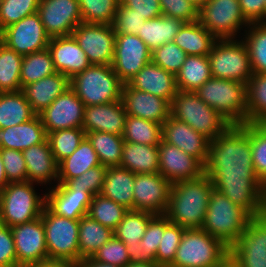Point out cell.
<instances>
[{"mask_svg":"<svg viewBox=\"0 0 266 267\" xmlns=\"http://www.w3.org/2000/svg\"><path fill=\"white\" fill-rule=\"evenodd\" d=\"M204 174L214 188L251 217L266 213V186L252 163L251 123L229 125L210 141Z\"/></svg>","mask_w":266,"mask_h":267,"instance_id":"1","label":"cell"},{"mask_svg":"<svg viewBox=\"0 0 266 267\" xmlns=\"http://www.w3.org/2000/svg\"><path fill=\"white\" fill-rule=\"evenodd\" d=\"M213 188L212 181L206 174L197 179L172 184L164 215L171 223L185 229L201 228Z\"/></svg>","mask_w":266,"mask_h":267,"instance_id":"2","label":"cell"},{"mask_svg":"<svg viewBox=\"0 0 266 267\" xmlns=\"http://www.w3.org/2000/svg\"><path fill=\"white\" fill-rule=\"evenodd\" d=\"M230 248L202 228L185 229L168 267H229Z\"/></svg>","mask_w":266,"mask_h":267,"instance_id":"3","label":"cell"},{"mask_svg":"<svg viewBox=\"0 0 266 267\" xmlns=\"http://www.w3.org/2000/svg\"><path fill=\"white\" fill-rule=\"evenodd\" d=\"M195 93L230 125L248 123L247 84L211 77Z\"/></svg>","mask_w":266,"mask_h":267,"instance_id":"4","label":"cell"},{"mask_svg":"<svg viewBox=\"0 0 266 267\" xmlns=\"http://www.w3.org/2000/svg\"><path fill=\"white\" fill-rule=\"evenodd\" d=\"M250 218L243 208L213 188L201 228L231 248L245 231Z\"/></svg>","mask_w":266,"mask_h":267,"instance_id":"5","label":"cell"},{"mask_svg":"<svg viewBox=\"0 0 266 267\" xmlns=\"http://www.w3.org/2000/svg\"><path fill=\"white\" fill-rule=\"evenodd\" d=\"M123 85L111 65L91 64L70 79V88L85 106L121 100Z\"/></svg>","mask_w":266,"mask_h":267,"instance_id":"6","label":"cell"},{"mask_svg":"<svg viewBox=\"0 0 266 267\" xmlns=\"http://www.w3.org/2000/svg\"><path fill=\"white\" fill-rule=\"evenodd\" d=\"M170 115L187 123L207 139H216L230 124L195 92L178 91L170 103Z\"/></svg>","mask_w":266,"mask_h":267,"instance_id":"7","label":"cell"},{"mask_svg":"<svg viewBox=\"0 0 266 267\" xmlns=\"http://www.w3.org/2000/svg\"><path fill=\"white\" fill-rule=\"evenodd\" d=\"M46 197L38 196L33 182L9 183L0 191V223L9 227L41 217Z\"/></svg>","mask_w":266,"mask_h":267,"instance_id":"8","label":"cell"},{"mask_svg":"<svg viewBox=\"0 0 266 267\" xmlns=\"http://www.w3.org/2000/svg\"><path fill=\"white\" fill-rule=\"evenodd\" d=\"M208 58L212 77L247 84L253 75L248 49L243 40L216 39Z\"/></svg>","mask_w":266,"mask_h":267,"instance_id":"9","label":"cell"},{"mask_svg":"<svg viewBox=\"0 0 266 267\" xmlns=\"http://www.w3.org/2000/svg\"><path fill=\"white\" fill-rule=\"evenodd\" d=\"M41 218L45 228L48 260L80 261L79 220L53 213L46 205Z\"/></svg>","mask_w":266,"mask_h":267,"instance_id":"10","label":"cell"},{"mask_svg":"<svg viewBox=\"0 0 266 267\" xmlns=\"http://www.w3.org/2000/svg\"><path fill=\"white\" fill-rule=\"evenodd\" d=\"M198 21L216 39L235 38L242 25H250L239 0H207L198 10Z\"/></svg>","mask_w":266,"mask_h":267,"instance_id":"11","label":"cell"},{"mask_svg":"<svg viewBox=\"0 0 266 267\" xmlns=\"http://www.w3.org/2000/svg\"><path fill=\"white\" fill-rule=\"evenodd\" d=\"M229 267H266V213L250 218L230 248Z\"/></svg>","mask_w":266,"mask_h":267,"instance_id":"12","label":"cell"},{"mask_svg":"<svg viewBox=\"0 0 266 267\" xmlns=\"http://www.w3.org/2000/svg\"><path fill=\"white\" fill-rule=\"evenodd\" d=\"M50 39L38 13L24 17L0 32V42L22 56L48 48Z\"/></svg>","mask_w":266,"mask_h":267,"instance_id":"13","label":"cell"},{"mask_svg":"<svg viewBox=\"0 0 266 267\" xmlns=\"http://www.w3.org/2000/svg\"><path fill=\"white\" fill-rule=\"evenodd\" d=\"M72 35L91 64L112 65L116 39L112 25L80 23Z\"/></svg>","mask_w":266,"mask_h":267,"instance_id":"14","label":"cell"},{"mask_svg":"<svg viewBox=\"0 0 266 267\" xmlns=\"http://www.w3.org/2000/svg\"><path fill=\"white\" fill-rule=\"evenodd\" d=\"M16 250L17 267H32L48 260L42 218L10 227Z\"/></svg>","mask_w":266,"mask_h":267,"instance_id":"15","label":"cell"},{"mask_svg":"<svg viewBox=\"0 0 266 267\" xmlns=\"http://www.w3.org/2000/svg\"><path fill=\"white\" fill-rule=\"evenodd\" d=\"M172 183L161 173L136 174L133 188V210L154 215L165 214Z\"/></svg>","mask_w":266,"mask_h":267,"instance_id":"16","label":"cell"},{"mask_svg":"<svg viewBox=\"0 0 266 267\" xmlns=\"http://www.w3.org/2000/svg\"><path fill=\"white\" fill-rule=\"evenodd\" d=\"M151 51L139 36L116 34L112 69L127 84L146 64Z\"/></svg>","mask_w":266,"mask_h":267,"instance_id":"17","label":"cell"},{"mask_svg":"<svg viewBox=\"0 0 266 267\" xmlns=\"http://www.w3.org/2000/svg\"><path fill=\"white\" fill-rule=\"evenodd\" d=\"M37 13L50 38L72 35L83 23L79 0H40Z\"/></svg>","mask_w":266,"mask_h":267,"instance_id":"18","label":"cell"},{"mask_svg":"<svg viewBox=\"0 0 266 267\" xmlns=\"http://www.w3.org/2000/svg\"><path fill=\"white\" fill-rule=\"evenodd\" d=\"M85 104L68 88L38 114L46 133L61 129L82 128Z\"/></svg>","mask_w":266,"mask_h":267,"instance_id":"19","label":"cell"},{"mask_svg":"<svg viewBox=\"0 0 266 267\" xmlns=\"http://www.w3.org/2000/svg\"><path fill=\"white\" fill-rule=\"evenodd\" d=\"M159 171L172 184L193 180L204 174V165L194 156L163 140L158 145Z\"/></svg>","mask_w":266,"mask_h":267,"instance_id":"20","label":"cell"},{"mask_svg":"<svg viewBox=\"0 0 266 267\" xmlns=\"http://www.w3.org/2000/svg\"><path fill=\"white\" fill-rule=\"evenodd\" d=\"M162 140L194 156L203 165L206 164L210 140L195 131L187 123L170 115L162 124Z\"/></svg>","mask_w":266,"mask_h":267,"instance_id":"21","label":"cell"},{"mask_svg":"<svg viewBox=\"0 0 266 267\" xmlns=\"http://www.w3.org/2000/svg\"><path fill=\"white\" fill-rule=\"evenodd\" d=\"M121 101L127 115L163 124L170 116V103L153 94L123 85Z\"/></svg>","mask_w":266,"mask_h":267,"instance_id":"22","label":"cell"},{"mask_svg":"<svg viewBox=\"0 0 266 267\" xmlns=\"http://www.w3.org/2000/svg\"><path fill=\"white\" fill-rule=\"evenodd\" d=\"M126 117L121 100L85 106L82 129L85 133L99 131L123 136Z\"/></svg>","mask_w":266,"mask_h":267,"instance_id":"23","label":"cell"},{"mask_svg":"<svg viewBox=\"0 0 266 267\" xmlns=\"http://www.w3.org/2000/svg\"><path fill=\"white\" fill-rule=\"evenodd\" d=\"M48 49L56 71L69 79L91 65L73 35L51 38Z\"/></svg>","mask_w":266,"mask_h":267,"instance_id":"24","label":"cell"},{"mask_svg":"<svg viewBox=\"0 0 266 267\" xmlns=\"http://www.w3.org/2000/svg\"><path fill=\"white\" fill-rule=\"evenodd\" d=\"M128 84L136 90L159 96L169 103L178 92L176 75L152 61L146 64Z\"/></svg>","mask_w":266,"mask_h":267,"instance_id":"25","label":"cell"},{"mask_svg":"<svg viewBox=\"0 0 266 267\" xmlns=\"http://www.w3.org/2000/svg\"><path fill=\"white\" fill-rule=\"evenodd\" d=\"M46 206L56 215L80 220L87 215L93 196L80 189H59L57 186L45 194Z\"/></svg>","mask_w":266,"mask_h":267,"instance_id":"26","label":"cell"},{"mask_svg":"<svg viewBox=\"0 0 266 267\" xmlns=\"http://www.w3.org/2000/svg\"><path fill=\"white\" fill-rule=\"evenodd\" d=\"M70 88V79L63 73H55L22 88L33 112L38 115L58 96Z\"/></svg>","mask_w":266,"mask_h":267,"instance_id":"27","label":"cell"},{"mask_svg":"<svg viewBox=\"0 0 266 267\" xmlns=\"http://www.w3.org/2000/svg\"><path fill=\"white\" fill-rule=\"evenodd\" d=\"M27 167V181L48 183L58 181V162L52 154L48 140L22 151Z\"/></svg>","mask_w":266,"mask_h":267,"instance_id":"28","label":"cell"},{"mask_svg":"<svg viewBox=\"0 0 266 267\" xmlns=\"http://www.w3.org/2000/svg\"><path fill=\"white\" fill-rule=\"evenodd\" d=\"M46 139L47 133L38 115L27 122L0 129V148L4 149L24 151Z\"/></svg>","mask_w":266,"mask_h":267,"instance_id":"29","label":"cell"},{"mask_svg":"<svg viewBox=\"0 0 266 267\" xmlns=\"http://www.w3.org/2000/svg\"><path fill=\"white\" fill-rule=\"evenodd\" d=\"M163 235L164 214L154 215L140 242L126 245L130 263H156V253Z\"/></svg>","mask_w":266,"mask_h":267,"instance_id":"30","label":"cell"},{"mask_svg":"<svg viewBox=\"0 0 266 267\" xmlns=\"http://www.w3.org/2000/svg\"><path fill=\"white\" fill-rule=\"evenodd\" d=\"M158 145L125 142L119 167L135 174L158 173Z\"/></svg>","mask_w":266,"mask_h":267,"instance_id":"31","label":"cell"},{"mask_svg":"<svg viewBox=\"0 0 266 267\" xmlns=\"http://www.w3.org/2000/svg\"><path fill=\"white\" fill-rule=\"evenodd\" d=\"M135 175L121 167H109L105 174L101 194L129 210H133Z\"/></svg>","mask_w":266,"mask_h":267,"instance_id":"32","label":"cell"},{"mask_svg":"<svg viewBox=\"0 0 266 267\" xmlns=\"http://www.w3.org/2000/svg\"><path fill=\"white\" fill-rule=\"evenodd\" d=\"M99 165L101 163L98 155L85 137L71 155L58 163L57 183H66L68 180L80 176L88 169Z\"/></svg>","mask_w":266,"mask_h":267,"instance_id":"33","label":"cell"},{"mask_svg":"<svg viewBox=\"0 0 266 267\" xmlns=\"http://www.w3.org/2000/svg\"><path fill=\"white\" fill-rule=\"evenodd\" d=\"M216 38L199 21L184 23L173 42L187 55L208 56Z\"/></svg>","mask_w":266,"mask_h":267,"instance_id":"34","label":"cell"},{"mask_svg":"<svg viewBox=\"0 0 266 267\" xmlns=\"http://www.w3.org/2000/svg\"><path fill=\"white\" fill-rule=\"evenodd\" d=\"M185 22L174 17L161 15L145 21L137 32L148 49L152 52L165 43L172 42Z\"/></svg>","mask_w":266,"mask_h":267,"instance_id":"35","label":"cell"},{"mask_svg":"<svg viewBox=\"0 0 266 267\" xmlns=\"http://www.w3.org/2000/svg\"><path fill=\"white\" fill-rule=\"evenodd\" d=\"M212 77L208 56L187 55L176 74L178 91L195 92Z\"/></svg>","mask_w":266,"mask_h":267,"instance_id":"36","label":"cell"},{"mask_svg":"<svg viewBox=\"0 0 266 267\" xmlns=\"http://www.w3.org/2000/svg\"><path fill=\"white\" fill-rule=\"evenodd\" d=\"M35 115L22 91L0 93V129L27 122Z\"/></svg>","mask_w":266,"mask_h":267,"instance_id":"37","label":"cell"},{"mask_svg":"<svg viewBox=\"0 0 266 267\" xmlns=\"http://www.w3.org/2000/svg\"><path fill=\"white\" fill-rule=\"evenodd\" d=\"M114 236V231L90 218L88 215L79 220L80 261L93 254Z\"/></svg>","mask_w":266,"mask_h":267,"instance_id":"38","label":"cell"},{"mask_svg":"<svg viewBox=\"0 0 266 267\" xmlns=\"http://www.w3.org/2000/svg\"><path fill=\"white\" fill-rule=\"evenodd\" d=\"M86 138L97 153L102 166L119 167L125 143L122 136L95 131L86 133Z\"/></svg>","mask_w":266,"mask_h":267,"instance_id":"39","label":"cell"},{"mask_svg":"<svg viewBox=\"0 0 266 267\" xmlns=\"http://www.w3.org/2000/svg\"><path fill=\"white\" fill-rule=\"evenodd\" d=\"M57 73L48 48L23 56L21 64V90L24 86Z\"/></svg>","mask_w":266,"mask_h":267,"instance_id":"40","label":"cell"},{"mask_svg":"<svg viewBox=\"0 0 266 267\" xmlns=\"http://www.w3.org/2000/svg\"><path fill=\"white\" fill-rule=\"evenodd\" d=\"M122 137L125 142L159 145L162 141V124L127 115Z\"/></svg>","mask_w":266,"mask_h":267,"instance_id":"41","label":"cell"},{"mask_svg":"<svg viewBox=\"0 0 266 267\" xmlns=\"http://www.w3.org/2000/svg\"><path fill=\"white\" fill-rule=\"evenodd\" d=\"M23 56L0 42V93L21 91Z\"/></svg>","mask_w":266,"mask_h":267,"instance_id":"42","label":"cell"},{"mask_svg":"<svg viewBox=\"0 0 266 267\" xmlns=\"http://www.w3.org/2000/svg\"><path fill=\"white\" fill-rule=\"evenodd\" d=\"M252 26V27H251ZM246 39L253 74H266V22L250 23Z\"/></svg>","mask_w":266,"mask_h":267,"instance_id":"43","label":"cell"},{"mask_svg":"<svg viewBox=\"0 0 266 267\" xmlns=\"http://www.w3.org/2000/svg\"><path fill=\"white\" fill-rule=\"evenodd\" d=\"M128 210L102 194H97L92 198L87 215L114 231Z\"/></svg>","mask_w":266,"mask_h":267,"instance_id":"44","label":"cell"},{"mask_svg":"<svg viewBox=\"0 0 266 267\" xmlns=\"http://www.w3.org/2000/svg\"><path fill=\"white\" fill-rule=\"evenodd\" d=\"M248 123H266V74H253L247 83Z\"/></svg>","mask_w":266,"mask_h":267,"instance_id":"45","label":"cell"},{"mask_svg":"<svg viewBox=\"0 0 266 267\" xmlns=\"http://www.w3.org/2000/svg\"><path fill=\"white\" fill-rule=\"evenodd\" d=\"M153 216L154 214L146 211L128 210L114 230V236L126 245L140 242Z\"/></svg>","mask_w":266,"mask_h":267,"instance_id":"46","label":"cell"},{"mask_svg":"<svg viewBox=\"0 0 266 267\" xmlns=\"http://www.w3.org/2000/svg\"><path fill=\"white\" fill-rule=\"evenodd\" d=\"M86 137L82 128L61 129L47 133V140L53 156L59 163L71 155Z\"/></svg>","mask_w":266,"mask_h":267,"instance_id":"47","label":"cell"},{"mask_svg":"<svg viewBox=\"0 0 266 267\" xmlns=\"http://www.w3.org/2000/svg\"><path fill=\"white\" fill-rule=\"evenodd\" d=\"M119 0H79L83 23L112 25Z\"/></svg>","mask_w":266,"mask_h":267,"instance_id":"48","label":"cell"},{"mask_svg":"<svg viewBox=\"0 0 266 267\" xmlns=\"http://www.w3.org/2000/svg\"><path fill=\"white\" fill-rule=\"evenodd\" d=\"M184 230V227L171 223L164 215V235L156 253V264L168 267L173 262Z\"/></svg>","mask_w":266,"mask_h":267,"instance_id":"49","label":"cell"},{"mask_svg":"<svg viewBox=\"0 0 266 267\" xmlns=\"http://www.w3.org/2000/svg\"><path fill=\"white\" fill-rule=\"evenodd\" d=\"M40 0H0V32L38 11Z\"/></svg>","mask_w":266,"mask_h":267,"instance_id":"50","label":"cell"},{"mask_svg":"<svg viewBox=\"0 0 266 267\" xmlns=\"http://www.w3.org/2000/svg\"><path fill=\"white\" fill-rule=\"evenodd\" d=\"M107 167L102 165L88 169L80 176L68 180L66 183H57L59 189H80L89 192L92 196L101 194Z\"/></svg>","mask_w":266,"mask_h":267,"instance_id":"51","label":"cell"},{"mask_svg":"<svg viewBox=\"0 0 266 267\" xmlns=\"http://www.w3.org/2000/svg\"><path fill=\"white\" fill-rule=\"evenodd\" d=\"M251 150L254 171L266 186V123H251Z\"/></svg>","mask_w":266,"mask_h":267,"instance_id":"52","label":"cell"},{"mask_svg":"<svg viewBox=\"0 0 266 267\" xmlns=\"http://www.w3.org/2000/svg\"><path fill=\"white\" fill-rule=\"evenodd\" d=\"M186 57L187 54L173 41L151 52V61L174 75L180 71Z\"/></svg>","mask_w":266,"mask_h":267,"instance_id":"53","label":"cell"},{"mask_svg":"<svg viewBox=\"0 0 266 267\" xmlns=\"http://www.w3.org/2000/svg\"><path fill=\"white\" fill-rule=\"evenodd\" d=\"M91 258L101 263L120 267H126L130 263L126 244L115 236L104 243Z\"/></svg>","mask_w":266,"mask_h":267,"instance_id":"54","label":"cell"},{"mask_svg":"<svg viewBox=\"0 0 266 267\" xmlns=\"http://www.w3.org/2000/svg\"><path fill=\"white\" fill-rule=\"evenodd\" d=\"M8 183L27 181V167L22 151L0 148Z\"/></svg>","mask_w":266,"mask_h":267,"instance_id":"55","label":"cell"},{"mask_svg":"<svg viewBox=\"0 0 266 267\" xmlns=\"http://www.w3.org/2000/svg\"><path fill=\"white\" fill-rule=\"evenodd\" d=\"M145 21L146 18H142L133 9L119 3L112 26L116 34L137 36Z\"/></svg>","mask_w":266,"mask_h":267,"instance_id":"56","label":"cell"},{"mask_svg":"<svg viewBox=\"0 0 266 267\" xmlns=\"http://www.w3.org/2000/svg\"><path fill=\"white\" fill-rule=\"evenodd\" d=\"M162 15L188 23L198 20V8L189 0H159Z\"/></svg>","mask_w":266,"mask_h":267,"instance_id":"57","label":"cell"},{"mask_svg":"<svg viewBox=\"0 0 266 267\" xmlns=\"http://www.w3.org/2000/svg\"><path fill=\"white\" fill-rule=\"evenodd\" d=\"M0 267H17L14 238L9 226L0 223Z\"/></svg>","mask_w":266,"mask_h":267,"instance_id":"58","label":"cell"},{"mask_svg":"<svg viewBox=\"0 0 266 267\" xmlns=\"http://www.w3.org/2000/svg\"><path fill=\"white\" fill-rule=\"evenodd\" d=\"M122 6L129 7L142 18L154 19L162 15L159 0H119Z\"/></svg>","mask_w":266,"mask_h":267,"instance_id":"59","label":"cell"},{"mask_svg":"<svg viewBox=\"0 0 266 267\" xmlns=\"http://www.w3.org/2000/svg\"><path fill=\"white\" fill-rule=\"evenodd\" d=\"M243 16L249 23L264 22L265 0H239Z\"/></svg>","mask_w":266,"mask_h":267,"instance_id":"60","label":"cell"},{"mask_svg":"<svg viewBox=\"0 0 266 267\" xmlns=\"http://www.w3.org/2000/svg\"><path fill=\"white\" fill-rule=\"evenodd\" d=\"M32 267H79V263L67 260H45Z\"/></svg>","mask_w":266,"mask_h":267,"instance_id":"61","label":"cell"},{"mask_svg":"<svg viewBox=\"0 0 266 267\" xmlns=\"http://www.w3.org/2000/svg\"><path fill=\"white\" fill-rule=\"evenodd\" d=\"M78 263H79V267H120L116 265L105 264L99 261H95L91 257L82 259Z\"/></svg>","mask_w":266,"mask_h":267,"instance_id":"62","label":"cell"},{"mask_svg":"<svg viewBox=\"0 0 266 267\" xmlns=\"http://www.w3.org/2000/svg\"><path fill=\"white\" fill-rule=\"evenodd\" d=\"M8 180L5 176V168L3 165L2 157L0 155V191L8 185Z\"/></svg>","mask_w":266,"mask_h":267,"instance_id":"63","label":"cell"},{"mask_svg":"<svg viewBox=\"0 0 266 267\" xmlns=\"http://www.w3.org/2000/svg\"><path fill=\"white\" fill-rule=\"evenodd\" d=\"M126 267H161L156 263H129Z\"/></svg>","mask_w":266,"mask_h":267,"instance_id":"64","label":"cell"},{"mask_svg":"<svg viewBox=\"0 0 266 267\" xmlns=\"http://www.w3.org/2000/svg\"><path fill=\"white\" fill-rule=\"evenodd\" d=\"M189 1L199 9L207 0H189Z\"/></svg>","mask_w":266,"mask_h":267,"instance_id":"65","label":"cell"},{"mask_svg":"<svg viewBox=\"0 0 266 267\" xmlns=\"http://www.w3.org/2000/svg\"><path fill=\"white\" fill-rule=\"evenodd\" d=\"M264 22H266V0H265V6H264Z\"/></svg>","mask_w":266,"mask_h":267,"instance_id":"66","label":"cell"}]
</instances>
